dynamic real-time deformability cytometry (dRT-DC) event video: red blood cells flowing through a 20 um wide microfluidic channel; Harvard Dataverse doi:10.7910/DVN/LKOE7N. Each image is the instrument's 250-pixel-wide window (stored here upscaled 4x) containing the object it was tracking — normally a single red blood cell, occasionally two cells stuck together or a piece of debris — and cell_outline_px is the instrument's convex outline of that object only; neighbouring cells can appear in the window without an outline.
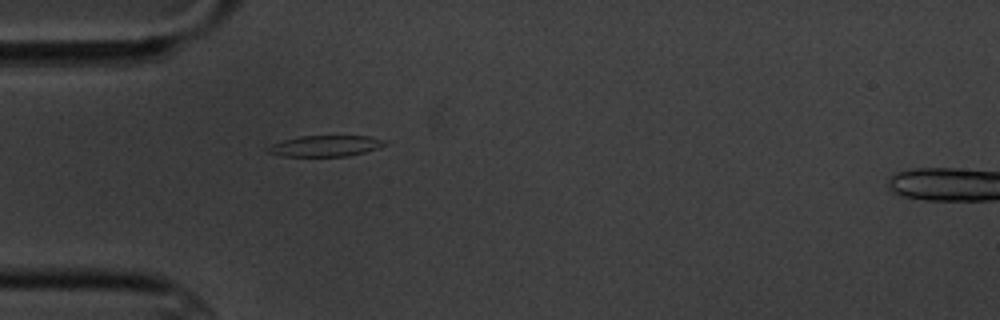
{"species": "common noctule bat (a hibernating species)", "species_latin": "Nyctalus noctula", "temperature_condition": "cold", "stored_images_in_passage": 1, "camera_frame_rate_fps": 3000, "um_per_image_px": 0.085, "animal": {"sex": "male", "body_mass_g": 20.1, "forearm_length_mm": 53.5}, "frame": {"image": 1, "passage_image": 1, "time_ms": 0.0, "image_size_px": [1000, 320], "cell_outline_px": [[388, 144], [380, 148], [348, 156], [284, 156], [268, 152], [264, 148], [272, 144], [284, 140], [300, 136], [368, 136], [388, 140]], "centroid_in_image_um": [27.71, 12.4], "position_along_channel_um": 57.3, "area_um2": 14.39}}